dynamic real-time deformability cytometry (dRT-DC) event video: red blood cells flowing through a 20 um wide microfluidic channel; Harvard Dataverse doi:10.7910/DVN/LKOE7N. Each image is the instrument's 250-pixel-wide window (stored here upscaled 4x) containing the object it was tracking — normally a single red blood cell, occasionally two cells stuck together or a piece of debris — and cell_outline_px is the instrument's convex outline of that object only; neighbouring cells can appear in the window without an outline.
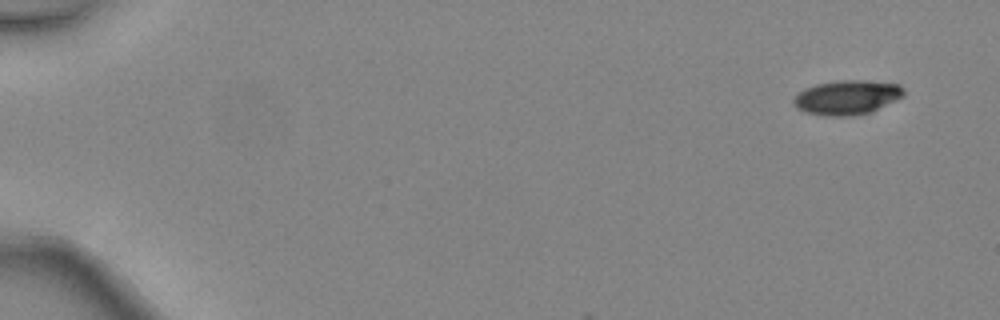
{"species": "common noctule bat (a hibernating species)", "species_latin": "Nyctalus noctula", "temperature_condition": "warm", "stored_images_in_passage": 5, "camera_frame_rate_fps": 3000, "um_per_image_px": 0.085, "animal": {"sex": "female", "body_mass_g": 24.6, "forearm_length_mm": 56.2}, "frame": {"image": 1, "passage_image": 1, "time_ms": 0.0, "image_size_px": [1000, 320], "cell_outline_px": [[904, 96], [872, 112], [856, 116], [824, 116], [804, 112], [796, 108], [792, 104], [792, 100], [804, 88], [816, 84], [840, 80], [864, 80], [900, 84], [904, 88]], "centroid_in_image_um": [72.0, 8.29], "position_along_channel_um": 13.0, "area_um2": 22.43}}
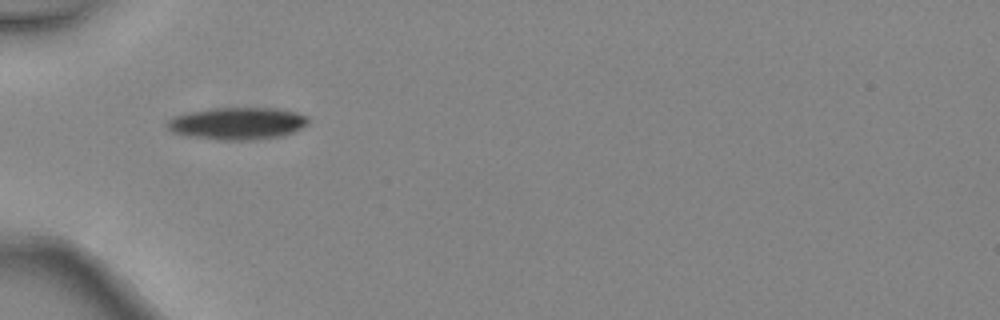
{"frame": {"image": 2, "passage_image": 4, "time_ms": 1.0, "image_size_px": [1000, 320], "cell_outline_px": [[308, 124], [304, 128], [280, 136], [252, 140], [224, 140], [184, 136], [172, 132], [168, 128], [168, 120], [176, 116], [188, 112], [212, 108], [276, 108], [296, 112], [308, 116]], "centroid_in_image_um": [20.2, 10.49], "position_along_channel_um": 64.8, "area_um2": 26.53}}
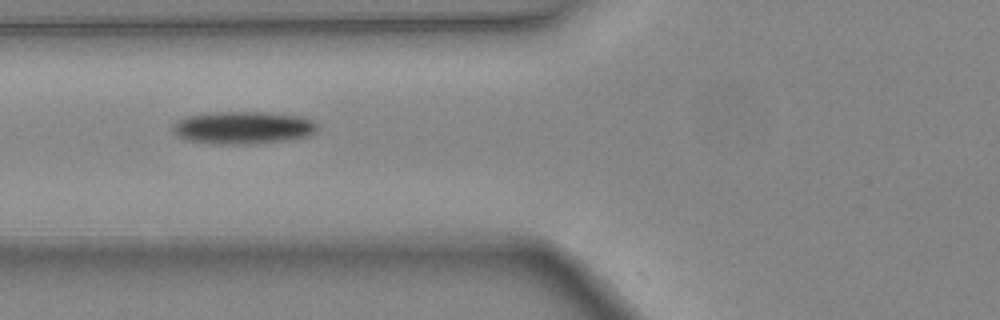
{"frame": {"image": 3, "passage_image": 5, "time_ms": 1.333, "image_size_px": [1000, 320], "cell_outline_px": [[316, 132], [308, 136], [288, 140], [256, 144], [216, 144], [184, 140], [176, 136], [172, 132], [172, 124], [176, 120], [188, 116], [208, 112], [264, 112], [300, 116], [312, 120], [316, 124]], "centroid_in_image_um": [20.6, 10.86], "position_along_channel_um": 105.2, "area_um2": 27.86}}